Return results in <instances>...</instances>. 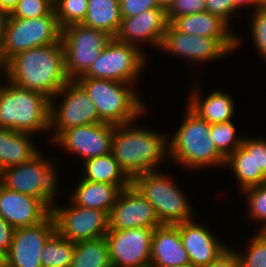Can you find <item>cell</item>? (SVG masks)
Here are the masks:
<instances>
[{"mask_svg":"<svg viewBox=\"0 0 266 267\" xmlns=\"http://www.w3.org/2000/svg\"><path fill=\"white\" fill-rule=\"evenodd\" d=\"M254 161L266 175V138L254 137Z\"/></svg>","mask_w":266,"mask_h":267,"instance_id":"b9f144b4","label":"cell"},{"mask_svg":"<svg viewBox=\"0 0 266 267\" xmlns=\"http://www.w3.org/2000/svg\"><path fill=\"white\" fill-rule=\"evenodd\" d=\"M108 217L109 229L115 230L163 225L153 205L132 184L120 191Z\"/></svg>","mask_w":266,"mask_h":267,"instance_id":"e0dca14e","label":"cell"},{"mask_svg":"<svg viewBox=\"0 0 266 267\" xmlns=\"http://www.w3.org/2000/svg\"><path fill=\"white\" fill-rule=\"evenodd\" d=\"M182 116L183 121L171 139L168 137L169 163L179 164L178 166L193 172L206 167H224L226 158L215 146L210 134V124L187 105Z\"/></svg>","mask_w":266,"mask_h":267,"instance_id":"3957f363","label":"cell"},{"mask_svg":"<svg viewBox=\"0 0 266 267\" xmlns=\"http://www.w3.org/2000/svg\"><path fill=\"white\" fill-rule=\"evenodd\" d=\"M2 172H3V169H2V167L0 166V179H1V176H2Z\"/></svg>","mask_w":266,"mask_h":267,"instance_id":"f5cc1de1","label":"cell"},{"mask_svg":"<svg viewBox=\"0 0 266 267\" xmlns=\"http://www.w3.org/2000/svg\"><path fill=\"white\" fill-rule=\"evenodd\" d=\"M206 11L219 16L223 19L229 26H232L233 16L238 15V10L234 7L232 0H205Z\"/></svg>","mask_w":266,"mask_h":267,"instance_id":"74e56055","label":"cell"},{"mask_svg":"<svg viewBox=\"0 0 266 267\" xmlns=\"http://www.w3.org/2000/svg\"><path fill=\"white\" fill-rule=\"evenodd\" d=\"M189 263L179 228L170 224L154 228L151 238L150 267H178Z\"/></svg>","mask_w":266,"mask_h":267,"instance_id":"7402d4cb","label":"cell"},{"mask_svg":"<svg viewBox=\"0 0 266 267\" xmlns=\"http://www.w3.org/2000/svg\"><path fill=\"white\" fill-rule=\"evenodd\" d=\"M88 0H54V10L60 27L82 23L86 18Z\"/></svg>","mask_w":266,"mask_h":267,"instance_id":"836d02e7","label":"cell"},{"mask_svg":"<svg viewBox=\"0 0 266 267\" xmlns=\"http://www.w3.org/2000/svg\"><path fill=\"white\" fill-rule=\"evenodd\" d=\"M170 24L179 32L217 38L233 54L243 44L223 19L207 11L175 18Z\"/></svg>","mask_w":266,"mask_h":267,"instance_id":"44dd1931","label":"cell"},{"mask_svg":"<svg viewBox=\"0 0 266 267\" xmlns=\"http://www.w3.org/2000/svg\"><path fill=\"white\" fill-rule=\"evenodd\" d=\"M113 37L82 23L70 24L62 29L65 71L70 80L83 76Z\"/></svg>","mask_w":266,"mask_h":267,"instance_id":"8fae6325","label":"cell"},{"mask_svg":"<svg viewBox=\"0 0 266 267\" xmlns=\"http://www.w3.org/2000/svg\"><path fill=\"white\" fill-rule=\"evenodd\" d=\"M232 121L210 124V134L215 146L226 159L242 145L244 137L236 135V125Z\"/></svg>","mask_w":266,"mask_h":267,"instance_id":"4dcf8cb0","label":"cell"},{"mask_svg":"<svg viewBox=\"0 0 266 267\" xmlns=\"http://www.w3.org/2000/svg\"><path fill=\"white\" fill-rule=\"evenodd\" d=\"M234 7L238 10L244 9L246 7L247 9L250 7L252 8V11L257 7V0H232Z\"/></svg>","mask_w":266,"mask_h":267,"instance_id":"7bdbcfd3","label":"cell"},{"mask_svg":"<svg viewBox=\"0 0 266 267\" xmlns=\"http://www.w3.org/2000/svg\"><path fill=\"white\" fill-rule=\"evenodd\" d=\"M8 18H9V13L4 10H0V48L3 42V37Z\"/></svg>","mask_w":266,"mask_h":267,"instance_id":"ee69618b","label":"cell"},{"mask_svg":"<svg viewBox=\"0 0 266 267\" xmlns=\"http://www.w3.org/2000/svg\"><path fill=\"white\" fill-rule=\"evenodd\" d=\"M173 3H174V0H157V4L159 8L164 9L166 12L170 9Z\"/></svg>","mask_w":266,"mask_h":267,"instance_id":"bcb514c9","label":"cell"},{"mask_svg":"<svg viewBox=\"0 0 266 267\" xmlns=\"http://www.w3.org/2000/svg\"><path fill=\"white\" fill-rule=\"evenodd\" d=\"M168 24L167 12L164 9H151L137 16L122 18L115 38L143 51L141 46L145 44L159 50Z\"/></svg>","mask_w":266,"mask_h":267,"instance_id":"ac0fdd59","label":"cell"},{"mask_svg":"<svg viewBox=\"0 0 266 267\" xmlns=\"http://www.w3.org/2000/svg\"><path fill=\"white\" fill-rule=\"evenodd\" d=\"M4 78L22 89L54 97L70 79L65 71L62 43L25 50L4 65Z\"/></svg>","mask_w":266,"mask_h":267,"instance_id":"6da1fadb","label":"cell"},{"mask_svg":"<svg viewBox=\"0 0 266 267\" xmlns=\"http://www.w3.org/2000/svg\"><path fill=\"white\" fill-rule=\"evenodd\" d=\"M196 219L195 217L175 225L179 228L181 241L188 253L190 263L196 267H202L215 261L230 245L228 246L223 240L221 242L220 237L215 236L214 231H210V226L206 227Z\"/></svg>","mask_w":266,"mask_h":267,"instance_id":"d6986e66","label":"cell"},{"mask_svg":"<svg viewBox=\"0 0 266 267\" xmlns=\"http://www.w3.org/2000/svg\"><path fill=\"white\" fill-rule=\"evenodd\" d=\"M121 20L119 0H88L82 24L115 37Z\"/></svg>","mask_w":266,"mask_h":267,"instance_id":"83f0119b","label":"cell"},{"mask_svg":"<svg viewBox=\"0 0 266 267\" xmlns=\"http://www.w3.org/2000/svg\"><path fill=\"white\" fill-rule=\"evenodd\" d=\"M69 199L75 204L86 208L99 209L110 213L116 203L121 189L117 185L92 182L79 179Z\"/></svg>","mask_w":266,"mask_h":267,"instance_id":"d4e9b609","label":"cell"},{"mask_svg":"<svg viewBox=\"0 0 266 267\" xmlns=\"http://www.w3.org/2000/svg\"><path fill=\"white\" fill-rule=\"evenodd\" d=\"M82 164L84 173L81 179L117 185L121 190L131 185L132 180L120 168L112 153L86 159Z\"/></svg>","mask_w":266,"mask_h":267,"instance_id":"4316f807","label":"cell"},{"mask_svg":"<svg viewBox=\"0 0 266 267\" xmlns=\"http://www.w3.org/2000/svg\"><path fill=\"white\" fill-rule=\"evenodd\" d=\"M88 92L99 119L110 125H123L141 119L147 111L137 85L98 78H78Z\"/></svg>","mask_w":266,"mask_h":267,"instance_id":"5b68a950","label":"cell"},{"mask_svg":"<svg viewBox=\"0 0 266 267\" xmlns=\"http://www.w3.org/2000/svg\"><path fill=\"white\" fill-rule=\"evenodd\" d=\"M68 206L55 205L51 208L56 232L71 242L105 237L109 230L108 213L99 209L75 205L69 199Z\"/></svg>","mask_w":266,"mask_h":267,"instance_id":"7c38bea8","label":"cell"},{"mask_svg":"<svg viewBox=\"0 0 266 267\" xmlns=\"http://www.w3.org/2000/svg\"><path fill=\"white\" fill-rule=\"evenodd\" d=\"M257 7L266 10V0H257Z\"/></svg>","mask_w":266,"mask_h":267,"instance_id":"7dc6e473","label":"cell"},{"mask_svg":"<svg viewBox=\"0 0 266 267\" xmlns=\"http://www.w3.org/2000/svg\"><path fill=\"white\" fill-rule=\"evenodd\" d=\"M266 237V227L260 231Z\"/></svg>","mask_w":266,"mask_h":267,"instance_id":"816d5d0a","label":"cell"},{"mask_svg":"<svg viewBox=\"0 0 266 267\" xmlns=\"http://www.w3.org/2000/svg\"><path fill=\"white\" fill-rule=\"evenodd\" d=\"M15 228L0 216V252L5 256L12 244Z\"/></svg>","mask_w":266,"mask_h":267,"instance_id":"ab89813d","label":"cell"},{"mask_svg":"<svg viewBox=\"0 0 266 267\" xmlns=\"http://www.w3.org/2000/svg\"><path fill=\"white\" fill-rule=\"evenodd\" d=\"M143 52L139 47L113 37L88 71L79 78L107 79L137 85L149 63L148 55Z\"/></svg>","mask_w":266,"mask_h":267,"instance_id":"9c48e42d","label":"cell"},{"mask_svg":"<svg viewBox=\"0 0 266 267\" xmlns=\"http://www.w3.org/2000/svg\"><path fill=\"white\" fill-rule=\"evenodd\" d=\"M224 168L233 171L239 193L249 187L264 184L266 180V175L254 161V137H243L242 145L226 159Z\"/></svg>","mask_w":266,"mask_h":267,"instance_id":"cb8c5ba5","label":"cell"},{"mask_svg":"<svg viewBox=\"0 0 266 267\" xmlns=\"http://www.w3.org/2000/svg\"><path fill=\"white\" fill-rule=\"evenodd\" d=\"M250 37L258 55L266 62V10L256 7L250 14Z\"/></svg>","mask_w":266,"mask_h":267,"instance_id":"d590c367","label":"cell"},{"mask_svg":"<svg viewBox=\"0 0 266 267\" xmlns=\"http://www.w3.org/2000/svg\"><path fill=\"white\" fill-rule=\"evenodd\" d=\"M29 133L0 127V166L2 169L25 163L41 149Z\"/></svg>","mask_w":266,"mask_h":267,"instance_id":"484cf974","label":"cell"},{"mask_svg":"<svg viewBox=\"0 0 266 267\" xmlns=\"http://www.w3.org/2000/svg\"><path fill=\"white\" fill-rule=\"evenodd\" d=\"M55 232L51 214L36 225L15 228L12 244L4 256L5 267H42L40 254Z\"/></svg>","mask_w":266,"mask_h":267,"instance_id":"9a60e30c","label":"cell"},{"mask_svg":"<svg viewBox=\"0 0 266 267\" xmlns=\"http://www.w3.org/2000/svg\"><path fill=\"white\" fill-rule=\"evenodd\" d=\"M241 194L247 200V218H250L254 222L257 221V224H261L256 229V232H260L266 227V184L249 187L243 190Z\"/></svg>","mask_w":266,"mask_h":267,"instance_id":"1f68e13d","label":"cell"},{"mask_svg":"<svg viewBox=\"0 0 266 267\" xmlns=\"http://www.w3.org/2000/svg\"><path fill=\"white\" fill-rule=\"evenodd\" d=\"M114 125L95 123L61 132L51 143L82 160L111 153Z\"/></svg>","mask_w":266,"mask_h":267,"instance_id":"2e32d148","label":"cell"},{"mask_svg":"<svg viewBox=\"0 0 266 267\" xmlns=\"http://www.w3.org/2000/svg\"><path fill=\"white\" fill-rule=\"evenodd\" d=\"M74 254V242L55 232L45 243L40 254L42 267H70Z\"/></svg>","mask_w":266,"mask_h":267,"instance_id":"f546056e","label":"cell"},{"mask_svg":"<svg viewBox=\"0 0 266 267\" xmlns=\"http://www.w3.org/2000/svg\"><path fill=\"white\" fill-rule=\"evenodd\" d=\"M4 78V76H5V73H4V64H3V62L0 60V80H2V77ZM0 83H1V81H0Z\"/></svg>","mask_w":266,"mask_h":267,"instance_id":"c3c4849f","label":"cell"},{"mask_svg":"<svg viewBox=\"0 0 266 267\" xmlns=\"http://www.w3.org/2000/svg\"><path fill=\"white\" fill-rule=\"evenodd\" d=\"M19 0H0V10H4L9 14L17 6Z\"/></svg>","mask_w":266,"mask_h":267,"instance_id":"f6af8a7d","label":"cell"},{"mask_svg":"<svg viewBox=\"0 0 266 267\" xmlns=\"http://www.w3.org/2000/svg\"><path fill=\"white\" fill-rule=\"evenodd\" d=\"M60 27L55 10L37 18H8L0 60L5 65L20 52L61 42Z\"/></svg>","mask_w":266,"mask_h":267,"instance_id":"ba28073f","label":"cell"},{"mask_svg":"<svg viewBox=\"0 0 266 267\" xmlns=\"http://www.w3.org/2000/svg\"><path fill=\"white\" fill-rule=\"evenodd\" d=\"M57 159L48 158L40 150L25 163L6 168L0 183L11 190L41 199L50 209L59 194Z\"/></svg>","mask_w":266,"mask_h":267,"instance_id":"52a82bcc","label":"cell"},{"mask_svg":"<svg viewBox=\"0 0 266 267\" xmlns=\"http://www.w3.org/2000/svg\"><path fill=\"white\" fill-rule=\"evenodd\" d=\"M206 11L205 0H174L167 11V20L171 23L175 18Z\"/></svg>","mask_w":266,"mask_h":267,"instance_id":"8d00e7d4","label":"cell"},{"mask_svg":"<svg viewBox=\"0 0 266 267\" xmlns=\"http://www.w3.org/2000/svg\"><path fill=\"white\" fill-rule=\"evenodd\" d=\"M131 184L153 205L162 224L175 225L194 218L192 202L184 189L161 169L139 174Z\"/></svg>","mask_w":266,"mask_h":267,"instance_id":"8992f818","label":"cell"},{"mask_svg":"<svg viewBox=\"0 0 266 267\" xmlns=\"http://www.w3.org/2000/svg\"><path fill=\"white\" fill-rule=\"evenodd\" d=\"M70 267H112L106 238L74 242Z\"/></svg>","mask_w":266,"mask_h":267,"instance_id":"f1b7e54d","label":"cell"},{"mask_svg":"<svg viewBox=\"0 0 266 267\" xmlns=\"http://www.w3.org/2000/svg\"><path fill=\"white\" fill-rule=\"evenodd\" d=\"M191 86L187 106L209 124H216L232 120L235 116L234 97L223 89L211 91L205 98L200 92L198 84ZM194 86V87H193ZM193 87V88H192ZM202 96V98H201Z\"/></svg>","mask_w":266,"mask_h":267,"instance_id":"603a6c76","label":"cell"},{"mask_svg":"<svg viewBox=\"0 0 266 267\" xmlns=\"http://www.w3.org/2000/svg\"><path fill=\"white\" fill-rule=\"evenodd\" d=\"M54 10V0H19L9 18H37Z\"/></svg>","mask_w":266,"mask_h":267,"instance_id":"e575fe53","label":"cell"},{"mask_svg":"<svg viewBox=\"0 0 266 267\" xmlns=\"http://www.w3.org/2000/svg\"><path fill=\"white\" fill-rule=\"evenodd\" d=\"M121 18L142 14L145 11L159 8L157 0H119Z\"/></svg>","mask_w":266,"mask_h":267,"instance_id":"f35d334b","label":"cell"},{"mask_svg":"<svg viewBox=\"0 0 266 267\" xmlns=\"http://www.w3.org/2000/svg\"><path fill=\"white\" fill-rule=\"evenodd\" d=\"M159 49L172 54L173 57L177 56L181 60L193 61V64L194 62L197 64L213 62L231 54L217 38L179 32L170 23L163 35Z\"/></svg>","mask_w":266,"mask_h":267,"instance_id":"5bb4252c","label":"cell"},{"mask_svg":"<svg viewBox=\"0 0 266 267\" xmlns=\"http://www.w3.org/2000/svg\"><path fill=\"white\" fill-rule=\"evenodd\" d=\"M95 123H101L96 107L77 80H70L50 98L49 131L53 130L47 140L50 143L65 130Z\"/></svg>","mask_w":266,"mask_h":267,"instance_id":"30bf717a","label":"cell"},{"mask_svg":"<svg viewBox=\"0 0 266 267\" xmlns=\"http://www.w3.org/2000/svg\"><path fill=\"white\" fill-rule=\"evenodd\" d=\"M0 267H5V257L1 252H0Z\"/></svg>","mask_w":266,"mask_h":267,"instance_id":"681fc988","label":"cell"},{"mask_svg":"<svg viewBox=\"0 0 266 267\" xmlns=\"http://www.w3.org/2000/svg\"><path fill=\"white\" fill-rule=\"evenodd\" d=\"M246 243V251L235 249L240 267H266V237L261 232H255Z\"/></svg>","mask_w":266,"mask_h":267,"instance_id":"d6a6232c","label":"cell"},{"mask_svg":"<svg viewBox=\"0 0 266 267\" xmlns=\"http://www.w3.org/2000/svg\"><path fill=\"white\" fill-rule=\"evenodd\" d=\"M178 267H196V266H194L191 263H189V264H185V265L178 266Z\"/></svg>","mask_w":266,"mask_h":267,"instance_id":"f907efd6","label":"cell"},{"mask_svg":"<svg viewBox=\"0 0 266 267\" xmlns=\"http://www.w3.org/2000/svg\"><path fill=\"white\" fill-rule=\"evenodd\" d=\"M49 115L50 99L45 94L19 88L5 78L1 81V128L31 135L51 132L49 131Z\"/></svg>","mask_w":266,"mask_h":267,"instance_id":"277c9868","label":"cell"},{"mask_svg":"<svg viewBox=\"0 0 266 267\" xmlns=\"http://www.w3.org/2000/svg\"><path fill=\"white\" fill-rule=\"evenodd\" d=\"M135 122L114 126L111 146V153L131 180L139 174L158 171L159 165L170 161L167 135L141 128Z\"/></svg>","mask_w":266,"mask_h":267,"instance_id":"7a4b0ae2","label":"cell"},{"mask_svg":"<svg viewBox=\"0 0 266 267\" xmlns=\"http://www.w3.org/2000/svg\"><path fill=\"white\" fill-rule=\"evenodd\" d=\"M202 267H240V263L235 249L230 246L215 261Z\"/></svg>","mask_w":266,"mask_h":267,"instance_id":"60d3db41","label":"cell"},{"mask_svg":"<svg viewBox=\"0 0 266 267\" xmlns=\"http://www.w3.org/2000/svg\"><path fill=\"white\" fill-rule=\"evenodd\" d=\"M154 228L109 229L105 238L112 267H150Z\"/></svg>","mask_w":266,"mask_h":267,"instance_id":"4fadbf2b","label":"cell"},{"mask_svg":"<svg viewBox=\"0 0 266 267\" xmlns=\"http://www.w3.org/2000/svg\"><path fill=\"white\" fill-rule=\"evenodd\" d=\"M50 214L51 209L41 199L0 183V216L14 228L36 225Z\"/></svg>","mask_w":266,"mask_h":267,"instance_id":"ffe728a7","label":"cell"}]
</instances>
